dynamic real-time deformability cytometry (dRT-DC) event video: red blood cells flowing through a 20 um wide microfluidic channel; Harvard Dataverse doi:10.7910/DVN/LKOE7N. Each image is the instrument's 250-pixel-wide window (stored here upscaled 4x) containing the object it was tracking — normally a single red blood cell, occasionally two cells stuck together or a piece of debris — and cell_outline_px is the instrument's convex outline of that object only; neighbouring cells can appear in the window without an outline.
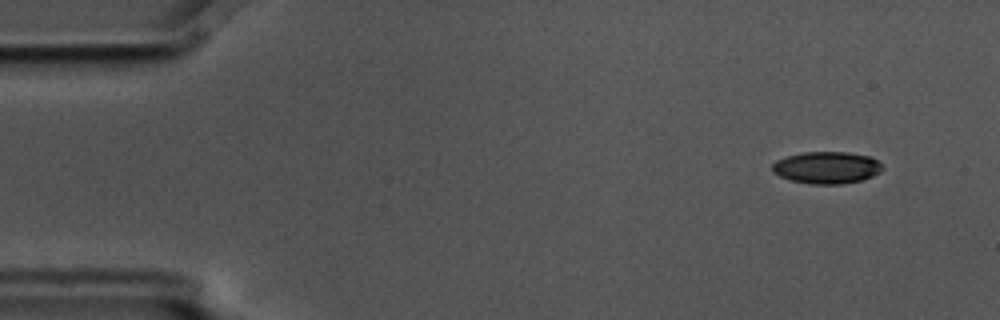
{"species": "common noctule bat (a hibernating species)", "species_latin": "Nyctalus noctula", "temperature_condition": "cold", "stored_images_in_passage": 2, "segment_of_instrument_passage": [2, 2], "camera_frame_rate_fps": 3000, "um_per_image_px": 0.085, "animal": {"sex": "male", "body_mass_g": 17.5, "forearm_length_mm": 52.3}, "frame": {"image": 1, "passage_image": 2, "time_ms": 0.333, "image_size_px": [1000, 320], "cell_outline_px": [[884, 168], [880, 172], [872, 176], [860, 180], [844, 184], [812, 184], [792, 180], [780, 176], [772, 172], [772, 164], [776, 160], [788, 156], [804, 152], [848, 152], [872, 156]], "centroid_in_image_um": [70.28, 14.24], "position_along_channel_um": 14.7, "area_um2": 20.52}}